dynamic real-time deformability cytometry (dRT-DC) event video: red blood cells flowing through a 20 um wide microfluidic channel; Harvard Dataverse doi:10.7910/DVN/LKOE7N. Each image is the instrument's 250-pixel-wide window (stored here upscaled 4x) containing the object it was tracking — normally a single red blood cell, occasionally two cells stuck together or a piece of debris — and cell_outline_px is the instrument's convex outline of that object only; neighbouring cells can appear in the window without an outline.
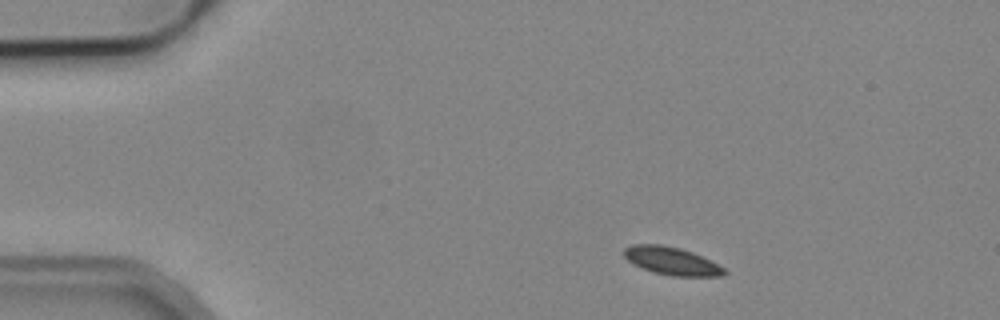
{"species": "common noctule bat (a hibernating species)", "species_latin": "Nyctalus noctula", "temperature_condition": "cold", "stored_images_in_passage": 3, "camera_frame_rate_fps": 3000, "um_per_image_px": 0.085, "animal": {"sex": "male", "body_mass_g": 19.2, "forearm_length_mm": 51.8}, "frame": {"image": 1, "passage_image": 1, "time_ms": 0.0, "image_size_px": [1000, 320], "cell_outline_px": [[728, 272], [720, 276], [672, 276], [652, 272], [628, 260], [624, 256], [624, 248], [632, 244], [660, 244], [680, 248], [692, 252], [724, 268]], "centroid_in_image_um": [57.07, 22.18], "position_along_channel_um": 27.9, "area_um2": 16.01}}